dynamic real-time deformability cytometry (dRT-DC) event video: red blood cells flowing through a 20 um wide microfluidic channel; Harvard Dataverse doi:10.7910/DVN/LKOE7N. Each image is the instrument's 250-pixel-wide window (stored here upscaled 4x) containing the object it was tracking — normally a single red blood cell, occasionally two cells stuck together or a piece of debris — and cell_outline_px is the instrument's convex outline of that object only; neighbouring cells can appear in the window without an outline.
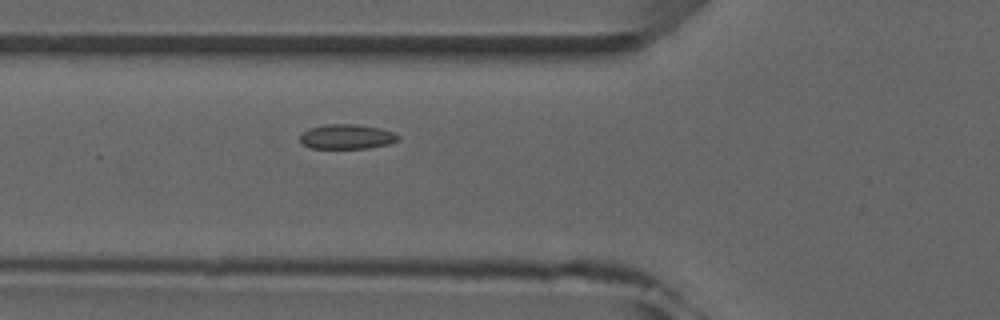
{"species": "common noctule bat (a hibernating species)", "species_latin": "Nyctalus noctula", "temperature_condition": "room temperature", "stored_images_in_passage": 7, "camera_frame_rate_fps": 3000, "um_per_image_px": 0.085, "animal": {"sex": "male", "forearm_length_mm": 52.5}, "frame": {"image": 1, "passage_image": 7, "time_ms": 7.0, "image_size_px": [1000, 320], "cell_outline_px": [[400, 140], [388, 144], [368, 148], [312, 148], [304, 144], [300, 140], [300, 136], [308, 128], [328, 124], [352, 124], [380, 128], [392, 132], [400, 136]], "centroid_in_image_um": [29.5, 11.62], "position_along_channel_um": 96.3, "area_um2": 13.99}}